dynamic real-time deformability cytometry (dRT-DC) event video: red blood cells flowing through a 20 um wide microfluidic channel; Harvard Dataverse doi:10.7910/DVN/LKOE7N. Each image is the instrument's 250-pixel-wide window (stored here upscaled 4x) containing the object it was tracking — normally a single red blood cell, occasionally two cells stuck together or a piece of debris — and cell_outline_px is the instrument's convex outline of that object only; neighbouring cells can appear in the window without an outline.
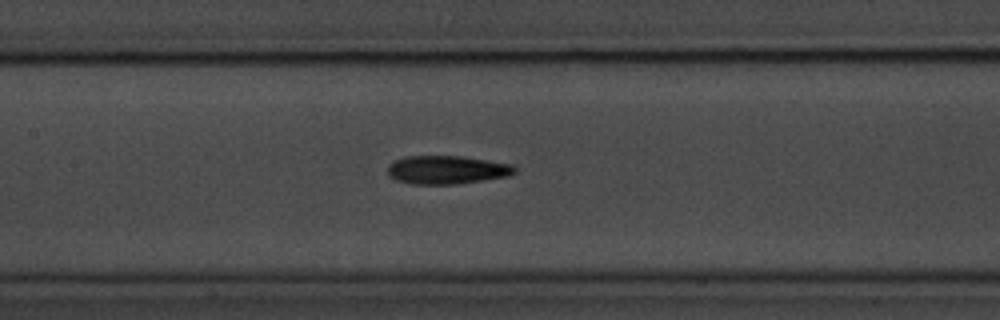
{"species": "common noctule bat (a hibernating species)", "species_latin": "Nyctalus noctula", "temperature_condition": "room temperature", "stored_images_in_passage": 37, "camera_frame_rate_fps": 3000, "um_per_image_px": 0.085, "animal": {"sex": "male", "body_mass_g": 20.1, "forearm_length_mm": 53.5}, "frame": {"image": 1, "passage_image": 11, "time_ms": 3.333, "image_size_px": [1000, 320], "cell_outline_px": [[516, 172], [508, 176], [484, 180], [456, 184], [412, 184], [396, 180], [388, 176], [388, 164], [404, 156], [460, 156], [512, 164], [516, 168]], "centroid_in_image_um": [37.96, 14.44], "position_along_channel_um": 169.4, "area_um2": 21.04}}
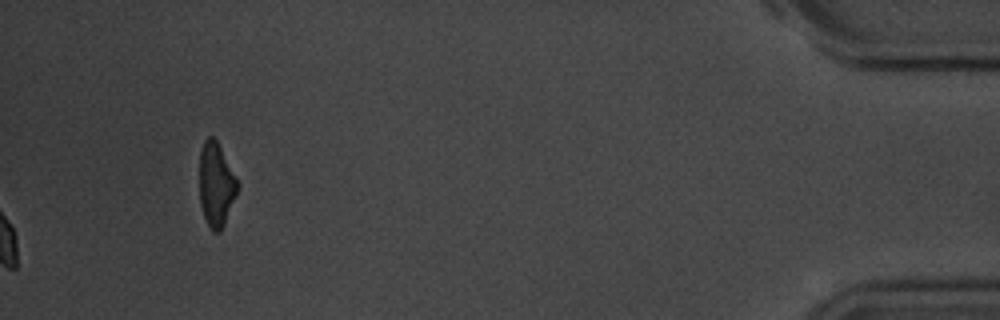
{"frame": {"image": 2, "passage_image": 37, "time_ms": 12.0, "image_size_px": [1000, 320], "cell_outline_px": [[240, 184], [224, 224], [220, 232], [212, 232], [204, 216], [200, 204], [200, 152], [204, 140], [208, 136], [212, 136], [216, 140]], "centroid_in_image_um": [18.36, 15.69], "position_along_channel_um": 416.8, "area_um2": 18.38}, "authors_computed_cell_mechanics": {"area_um2": 17.4556, "velocity_mm_per_s": 3.6778, "shape_relaxation_time_tau1_ms": 3.9358, "shape_relaxation_time_tau2_ms": 6.7525, "deformation_change_tau1": 0.1307, "deformation_change_tau2": 0.1704}}